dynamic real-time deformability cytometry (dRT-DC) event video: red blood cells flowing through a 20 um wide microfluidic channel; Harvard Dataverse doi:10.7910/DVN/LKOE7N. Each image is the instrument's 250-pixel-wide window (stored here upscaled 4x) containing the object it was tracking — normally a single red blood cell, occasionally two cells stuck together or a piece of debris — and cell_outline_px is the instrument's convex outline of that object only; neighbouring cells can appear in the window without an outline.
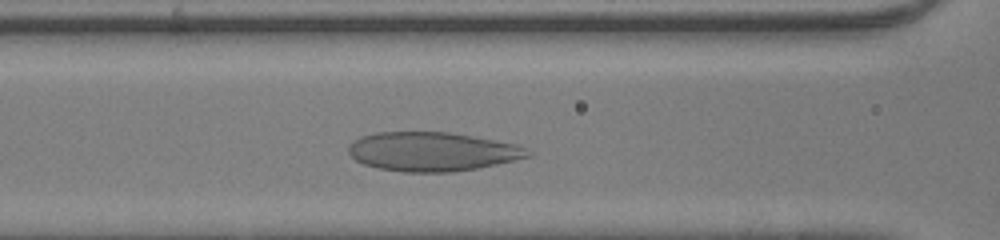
{"species": "human", "species_latin": "Homo sapiens", "temperature_condition": "room temperature", "stored_images_in_passage": 30, "camera_frame_rate_fps": 3000, "um_per_image_px": 0.085, "donor": {"sex": "male"}, "frame": {"image": 1, "passage_image": 10, "time_ms": 3.0, "image_size_px": [1000, 240], "cell_outline_px": [[532, 156], [496, 164], [476, 168], [452, 172], [404, 172], [376, 168], [364, 164], [356, 160], [348, 152], [348, 148], [352, 140], [360, 136], [376, 132], [448, 132], [472, 136], [516, 144], [528, 148], [532, 152]], "centroid_in_image_um": [36.72, 12.88], "position_along_channel_um": 129.9, "area_um2": 40.86}}
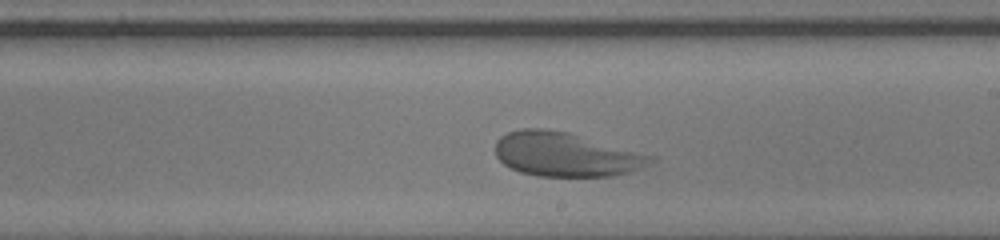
{"frame": {"image": 2, "passage_image": 18, "time_ms": 5.667, "image_size_px": [1000, 240], "cell_outline_px": [[656, 160], [640, 168], [628, 172], [612, 176], [536, 176], [520, 172], [504, 164], [496, 156], [496, 140], [500, 136], [508, 132], [520, 128], [544, 128], [568, 132], [656, 156]], "centroid_in_image_um": [48.08, 13.12], "position_along_channel_um": 240.9, "area_um2": 39.94}}
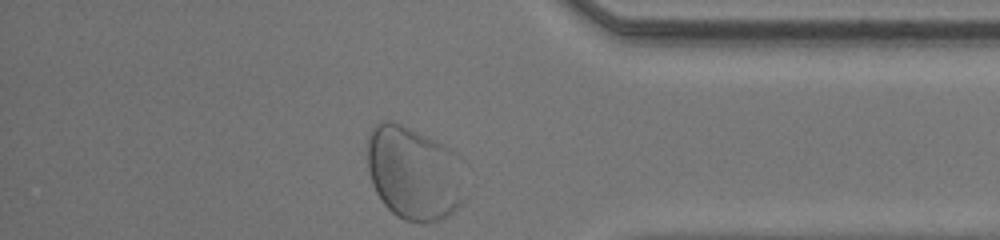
{"frame": {"image": 3, "passage_image": 30, "time_ms": 9.667, "image_size_px": [1000, 240], "cell_outline_px": [[464, 196], [460, 204], [448, 216], [440, 220], [404, 220], [396, 216], [384, 204], [376, 192], [372, 184], [368, 172], [368, 136], [372, 128], [376, 124], [384, 120], [388, 120], [400, 124], [436, 140], [444, 144], [456, 156]], "centroid_in_image_um": [35.12, 14.7], "position_along_channel_um": 400.1, "area_um2": 52.37}, "authors_computed_cell_mechanics": {"area_um2": 42.3674, "velocity_mm_per_s": 4.193, "shape_relaxation_time_tau1_ms": 4.3783, "shape_relaxation_time_tau2_ms": null, "deformation_change_tau1": 0.1823, "deformation_change_tau2": null}}